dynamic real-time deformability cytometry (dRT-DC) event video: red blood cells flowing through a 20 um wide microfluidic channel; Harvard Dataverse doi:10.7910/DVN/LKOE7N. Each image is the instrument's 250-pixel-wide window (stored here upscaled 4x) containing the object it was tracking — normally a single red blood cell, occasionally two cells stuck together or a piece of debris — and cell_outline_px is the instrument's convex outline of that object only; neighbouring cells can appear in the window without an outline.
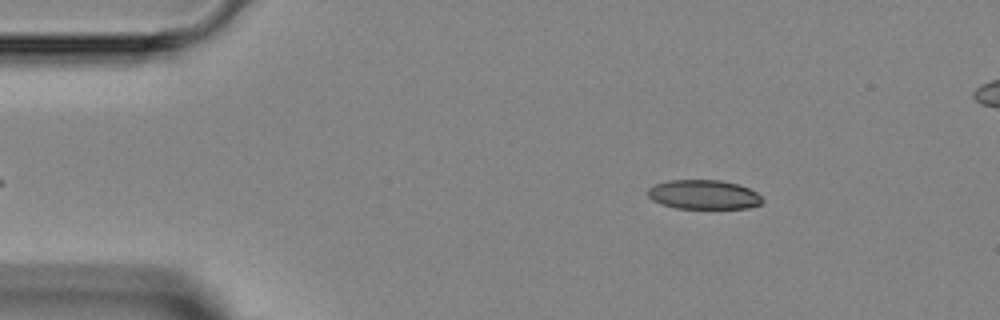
{"species": "Egyptian fruit bat (a non-hibernating species)", "species_latin": "Rousettus aegyptiacus", "temperature_condition": "room temperature", "stored_images_in_passage": 41, "camera_frame_rate_fps": 3000, "um_per_image_px": 0.085, "animal": {"sex": "female"}, "frame": {"image": 1, "passage_image": 3, "time_ms": 0.667, "image_size_px": [1000, 320], "cell_outline_px": [[764, 200], [760, 204], [748, 208], [676, 208], [660, 204], [652, 200], [648, 196], [648, 188], [656, 184], [668, 180], [720, 180], [740, 184], [756, 192]], "centroid_in_image_um": [59.81, 16.54], "position_along_channel_um": 25.2, "area_um2": 19.59}}
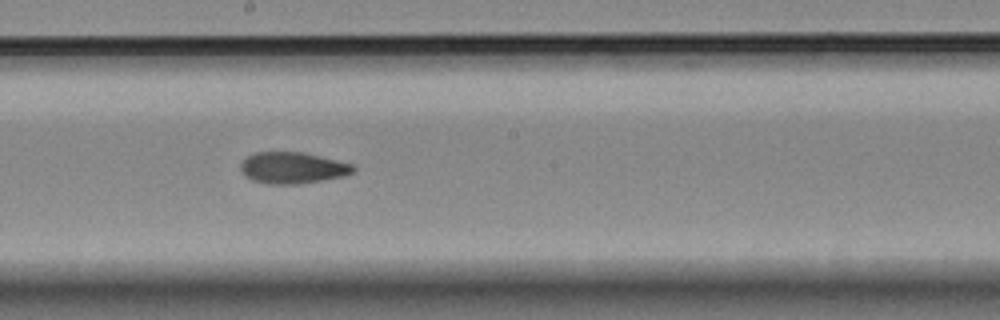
{"frame": {"image": 2, "passage_image": 21, "time_ms": 6.667, "image_size_px": [1000, 320], "cell_outline_px": [[356, 168], [352, 172], [340, 176], [320, 180], [296, 184], [268, 184], [252, 180], [244, 176], [240, 168], [240, 164], [248, 156], [256, 152], [304, 152], [352, 164]], "centroid_in_image_um": [24.82, 14.26], "position_along_channel_um": 223.4, "area_um2": 20.35}}
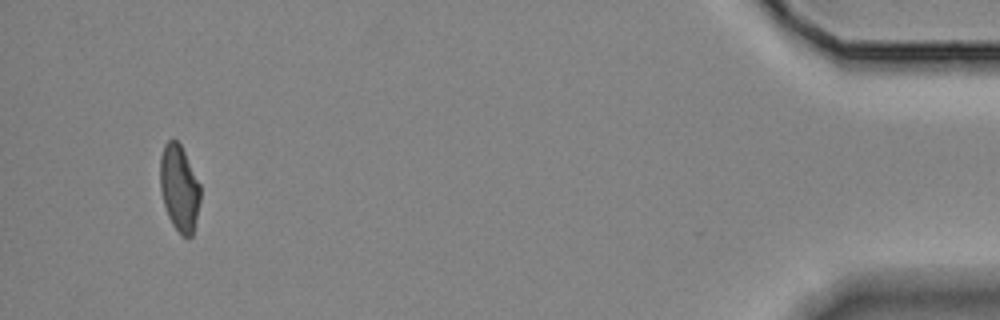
{"frame": {"image": 3, "passage_image": 40, "time_ms": 13.0, "image_size_px": [1000, 320], "cell_outline_px": [[200, 200], [192, 236], [180, 236], [172, 224], [168, 216], [164, 204], [160, 188], [160, 156], [164, 144], [168, 140], [176, 140], [180, 144], [200, 184]], "centroid_in_image_um": [15.22, 15.99], "position_along_channel_um": 420.0, "area_um2": 20.11}}